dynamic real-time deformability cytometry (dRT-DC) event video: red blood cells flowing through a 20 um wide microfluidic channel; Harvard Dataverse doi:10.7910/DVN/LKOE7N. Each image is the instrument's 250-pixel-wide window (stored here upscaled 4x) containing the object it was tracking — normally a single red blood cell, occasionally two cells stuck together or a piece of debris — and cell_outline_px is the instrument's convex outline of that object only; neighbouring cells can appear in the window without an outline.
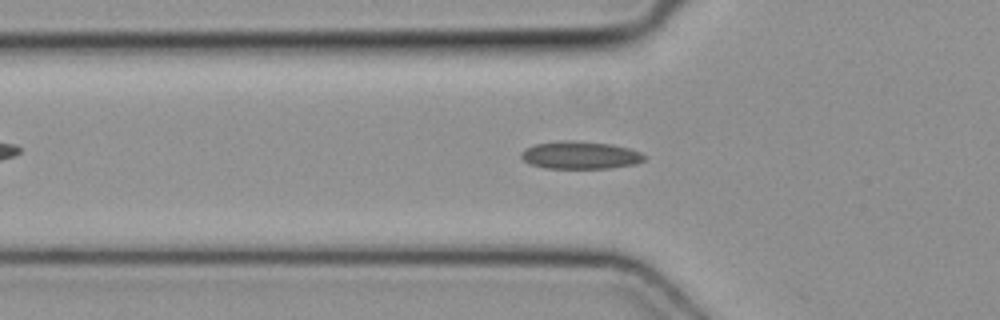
{"species": "common noctule bat (a hibernating species)", "species_latin": "Nyctalus noctula", "temperature_condition": "cold", "stored_images_in_passage": 43, "camera_frame_rate_fps": 3000, "um_per_image_px": 0.085, "animal": {"sex": "female", "body_mass_g": 19.3, "forearm_length_mm": 54.1}, "frame": {"image": 1, "passage_image": 10, "time_ms": 3.0, "image_size_px": [1000, 320], "cell_outline_px": [[648, 156], [644, 160], [636, 164], [612, 168], [544, 168], [528, 164], [520, 156], [520, 152], [524, 148], [536, 144], [564, 140], [572, 140], [612, 144], [628, 148], [640, 152]], "centroid_in_image_um": [49.31, 13.19], "position_along_channel_um": 76.5, "area_um2": 20.06}}
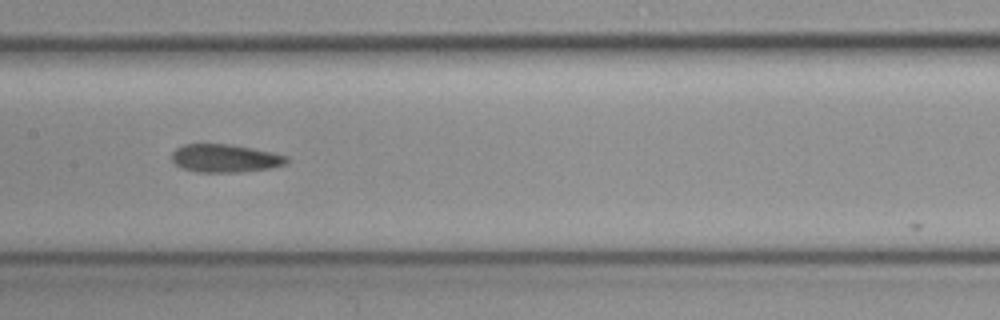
{"frame": {"image": 2, "passage_image": 18, "time_ms": 5.667, "image_size_px": [1000, 320], "cell_outline_px": [[288, 164], [272, 168], [240, 172], [196, 172], [180, 168], [172, 160], [172, 152], [176, 148], [184, 144], [232, 144], [252, 148], [288, 156]], "centroid_in_image_um": [19.14, 13.46], "position_along_channel_um": 188.3, "area_um2": 18.96}}
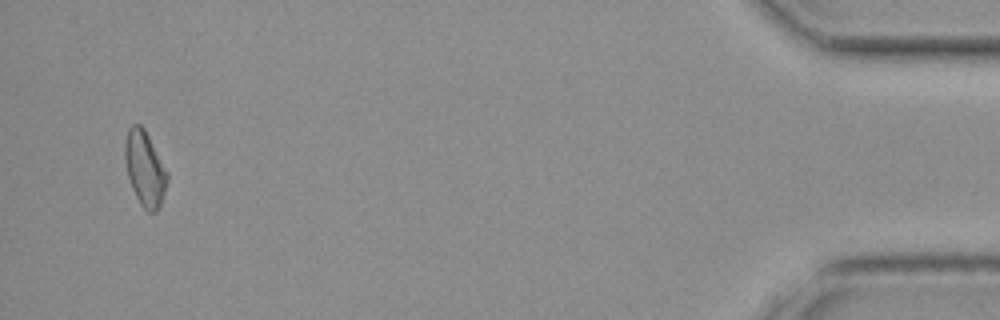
{"frame": {"image": 3, "passage_image": 41, "time_ms": 13.333, "image_size_px": [1000, 320], "cell_outline_px": [[168, 180], [160, 204], [156, 212], [148, 212], [140, 204], [132, 188], [128, 176], [124, 156], [124, 144], [128, 128], [132, 124], [140, 124], [144, 128], [168, 172]], "centroid_in_image_um": [12.3, 14.31], "position_along_channel_um": 422.9, "area_um2": 18.38}}